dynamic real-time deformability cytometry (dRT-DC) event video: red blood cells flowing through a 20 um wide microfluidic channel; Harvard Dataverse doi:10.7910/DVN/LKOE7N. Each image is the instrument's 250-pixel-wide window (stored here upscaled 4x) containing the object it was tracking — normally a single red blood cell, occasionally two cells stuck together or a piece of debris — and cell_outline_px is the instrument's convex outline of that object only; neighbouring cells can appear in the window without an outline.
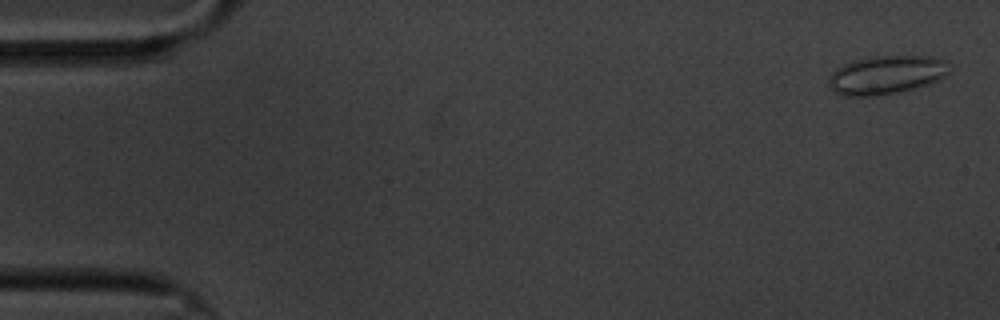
{"species": "common noctule bat (a hibernating species)", "species_latin": "Nyctalus noctula", "temperature_condition": "cold", "stored_images_in_passage": 60, "camera_frame_rate_fps": 3000, "um_per_image_px": 0.085, "animal": {"sex": "male", "body_mass_g": 20.1, "forearm_length_mm": 53.5}, "frame": {"image": 1, "passage_image": 2, "time_ms": 0.333, "image_size_px": [1000, 320], "cell_outline_px": [[948, 72], [944, 76], [928, 84], [900, 92], [880, 96], [844, 96], [828, 88], [828, 76], [836, 68], [852, 60], [868, 56], [932, 56], [948, 60]], "centroid_in_image_um": [75.29, 6.36], "position_along_channel_um": 9.7, "area_um2": 27.51}}
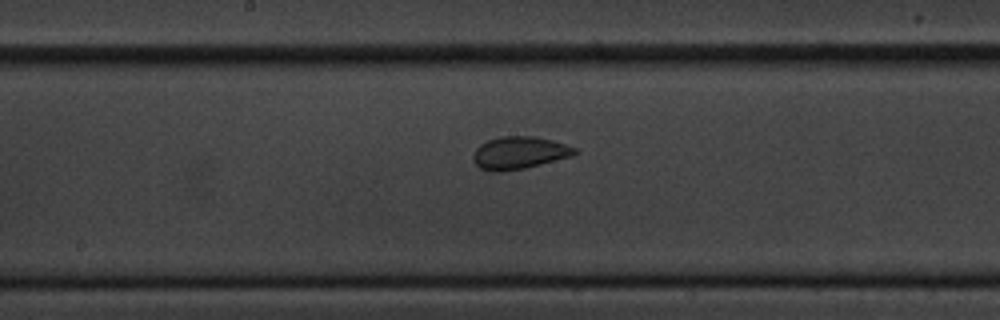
{"frame": {"image": 2, "passage_image": 31, "time_ms": 10.0, "image_size_px": [1000, 320], "cell_outline_px": [[576, 152], [572, 156], [524, 168], [500, 172], [492, 172], [480, 168], [472, 160], [472, 156], [476, 148], [480, 144], [488, 140], [500, 136], [536, 136], [552, 140], [576, 148]], "centroid_in_image_um": [44.09, 12.99], "position_along_channel_um": 204.1, "area_um2": 19.19}}
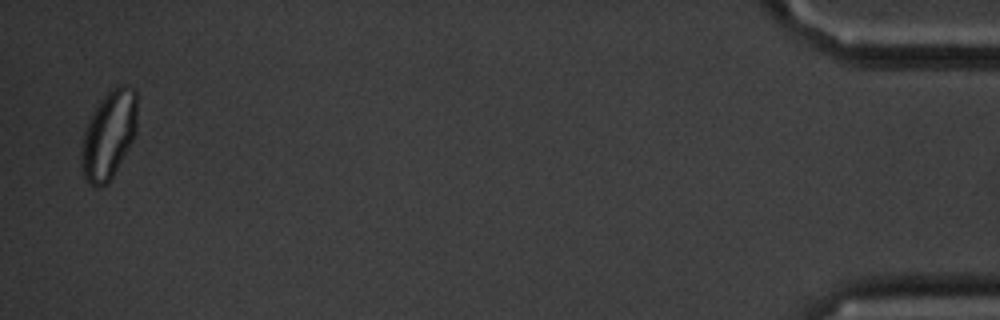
{"frame": {"image": 3, "passage_image": 59, "time_ms": 19.333, "image_size_px": [1000, 320], "cell_outline_px": [[136, 136], [108, 184], [100, 188], [96, 188], [88, 184], [84, 176], [80, 152], [84, 128], [100, 100], [112, 88], [120, 84], [124, 84], [132, 88], [136, 92]], "centroid_in_image_um": [9.24, 11.49], "position_along_channel_um": 426.0, "area_um2": 28.9}, "authors_computed_cell_mechanics": {"area_um2": 20.6635, "velocity_mm_per_s": 3.3091, "shape_relaxation_time_tau1_ms": 3.5467, "shape_relaxation_time_tau2_ms": null, "deformation_change_tau1": 0.0784, "deformation_change_tau2": null}}